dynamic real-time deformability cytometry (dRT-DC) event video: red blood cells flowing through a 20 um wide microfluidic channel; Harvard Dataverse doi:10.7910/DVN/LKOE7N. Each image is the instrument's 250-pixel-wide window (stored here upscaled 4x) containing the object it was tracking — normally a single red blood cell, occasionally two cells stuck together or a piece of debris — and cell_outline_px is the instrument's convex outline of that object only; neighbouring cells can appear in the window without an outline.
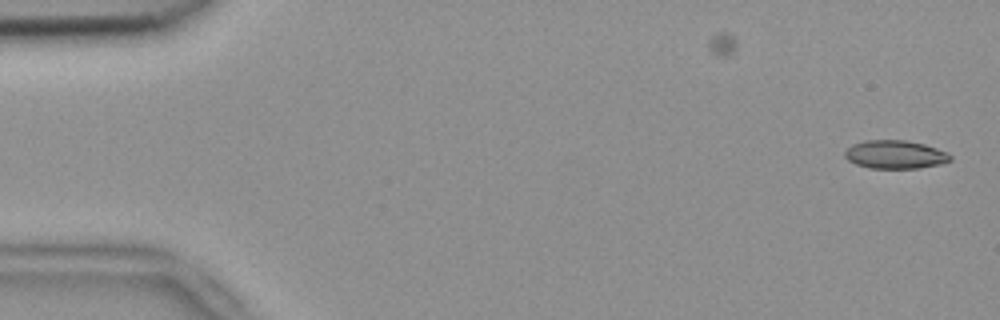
{"species": "common noctule bat (a hibernating species)", "species_latin": "Nyctalus noctula", "temperature_condition": "room temperature", "stored_images_in_passage": 53, "camera_frame_rate_fps": 3000, "um_per_image_px": 0.085, "animal": {"sex": "female", "body_mass_g": 18.4}, "frame": {"image": 1, "passage_image": 1, "time_ms": 0.0, "image_size_px": [1000, 320], "cell_outline_px": [[952, 160], [940, 164], [920, 168], [868, 168], [856, 164], [848, 160], [844, 156], [844, 152], [852, 144], [864, 140], [904, 140], [924, 144], [948, 152], [952, 156]], "centroid_in_image_um": [76.09, 13.13], "position_along_channel_um": 8.9, "area_um2": 17.51}}
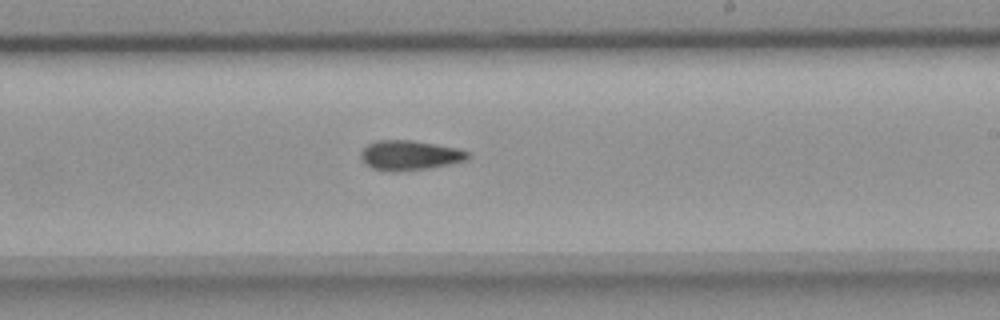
{"frame": {"image": 2, "passage_image": 31, "time_ms": 10.0, "image_size_px": [1000, 320], "cell_outline_px": [[468, 156], [464, 160], [448, 164], [428, 168], [396, 172], [388, 172], [372, 168], [364, 164], [360, 160], [360, 152], [368, 144], [376, 140], [412, 140], [456, 148], [468, 152]], "centroid_in_image_um": [34.72, 13.21], "position_along_channel_um": 254.3, "area_um2": 18.5}}
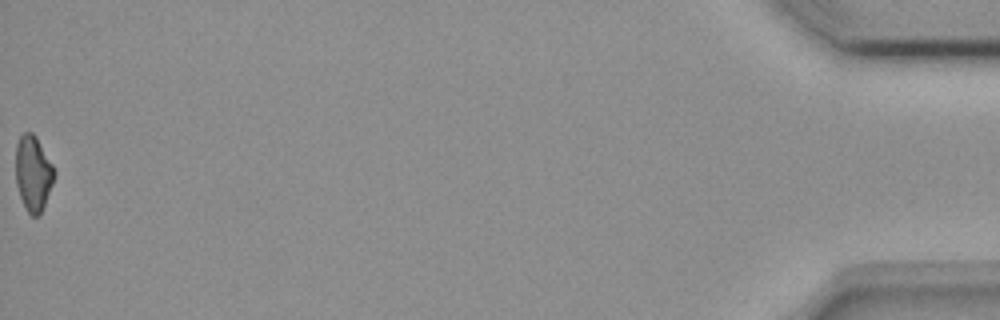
{"frame": {"image": 3, "passage_image": 53, "time_ms": 17.333, "image_size_px": [1000, 320], "cell_outline_px": [[56, 172], [52, 184], [40, 216], [32, 216], [28, 212], [20, 196], [16, 184], [16, 144], [20, 136], [24, 132], [32, 132], [36, 136], [52, 164]], "centroid_in_image_um": [2.82, 14.72], "position_along_channel_um": 432.4, "area_um2": 16.82}, "authors_computed_cell_mechanics": {"area_um2": 17.8602, "velocity_mm_per_s": 3.8047, "shape_relaxation_time_tau1_ms": null, "shape_relaxation_time_tau2_ms": 5.2265, "deformation_change_tau1": null, "deformation_change_tau2": 0.1244}}